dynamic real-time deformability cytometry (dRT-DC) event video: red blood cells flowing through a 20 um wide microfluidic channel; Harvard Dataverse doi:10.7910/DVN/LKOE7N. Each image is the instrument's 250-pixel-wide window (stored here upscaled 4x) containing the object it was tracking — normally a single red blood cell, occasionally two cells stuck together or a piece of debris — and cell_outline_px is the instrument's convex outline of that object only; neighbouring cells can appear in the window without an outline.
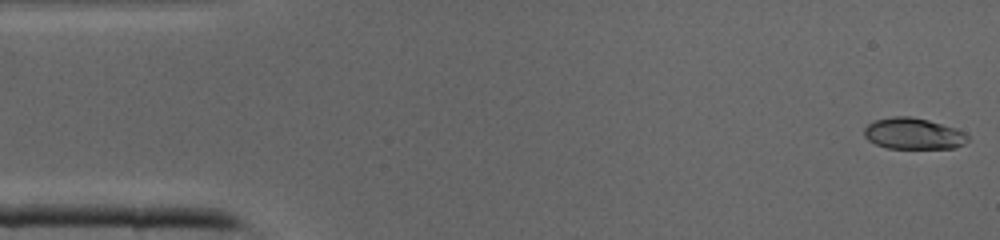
{"species": "common noctule bat (a hibernating species)", "species_latin": "Nyctalus noctula", "temperature_condition": "cold", "stored_images_in_passage": 37, "camera_frame_rate_fps": 3000, "um_per_image_px": 0.085, "animal": {"sex": "male", "body_mass_g": 19.0, "forearm_length_mm": 50.8}, "frame": {"image": 1, "passage_image": 1, "time_ms": 0.0, "image_size_px": [1000, 240], "cell_outline_px": [[968, 140], [964, 144], [956, 148], [888, 148], [876, 144], [868, 140], [864, 136], [864, 128], [868, 124], [876, 120], [892, 116], [908, 116], [928, 120], [956, 128], [964, 132], [968, 136]], "centroid_in_image_um": [77.64, 11.36], "position_along_channel_um": 7.4, "area_um2": 18.84}}
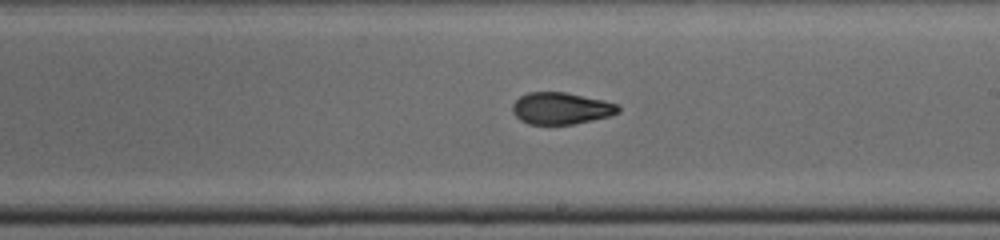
{"frame": {"image": 2, "passage_image": 23, "time_ms": 7.333, "image_size_px": [1000, 240], "cell_outline_px": [[620, 112], [612, 116], [572, 124], [528, 124], [520, 120], [512, 112], [512, 104], [520, 96], [528, 92], [564, 92], [600, 100], [616, 104], [620, 108]], "centroid_in_image_um": [47.66, 9.22], "position_along_channel_um": 241.3, "area_um2": 19.48}}
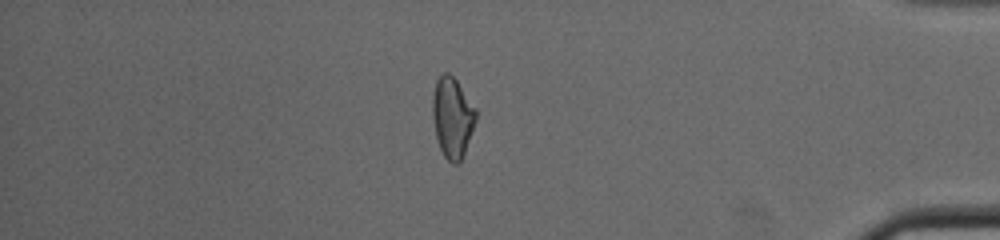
{"frame": {"image": 3, "passage_image": 35, "time_ms": 11.333, "image_size_px": [1000, 240], "cell_outline_px": [[476, 120], [464, 152], [460, 160], [456, 164], [452, 164], [444, 156], [440, 148], [436, 136], [432, 116], [432, 96], [436, 80], [444, 72], [448, 72], [456, 80], [476, 108]], "centroid_in_image_um": [38.43, 9.96], "position_along_channel_um": 396.8, "area_um2": 20.11}}